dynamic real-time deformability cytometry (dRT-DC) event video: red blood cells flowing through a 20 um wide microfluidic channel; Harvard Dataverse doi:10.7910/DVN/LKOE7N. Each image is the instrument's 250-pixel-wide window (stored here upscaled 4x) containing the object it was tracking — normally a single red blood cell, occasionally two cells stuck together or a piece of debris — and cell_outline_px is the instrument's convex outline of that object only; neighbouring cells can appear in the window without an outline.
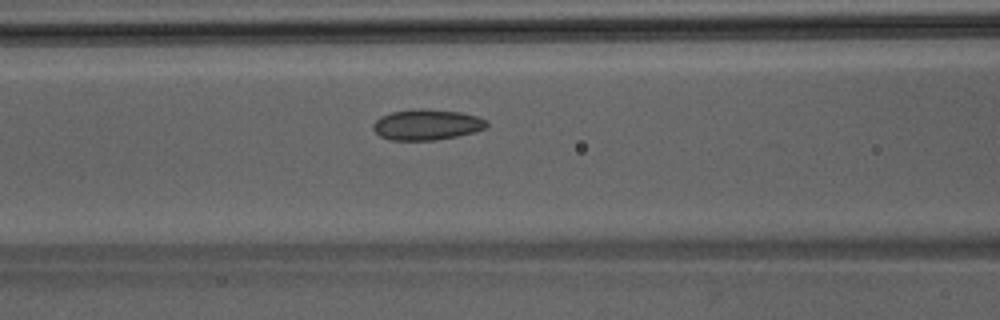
{"species": "Egyptian fruit bat (a non-hibernating species)", "species_latin": "Rousettus aegyptiacus", "temperature_condition": "room temperature", "stored_images_in_passage": 38, "camera_frame_rate_fps": 3000, "um_per_image_px": 0.085, "animal": {"sex": "male"}, "frame": {"image": 1, "passage_image": 10, "time_ms": 3.0, "image_size_px": [1000, 320], "cell_outline_px": [[488, 124], [484, 128], [472, 132], [456, 136], [436, 140], [392, 140], [380, 136], [372, 128], [372, 124], [380, 116], [392, 112], [420, 108], [460, 112], [476, 116], [488, 120]], "centroid_in_image_um": [36.25, 10.59], "position_along_channel_um": 130.3, "area_um2": 20.17}}
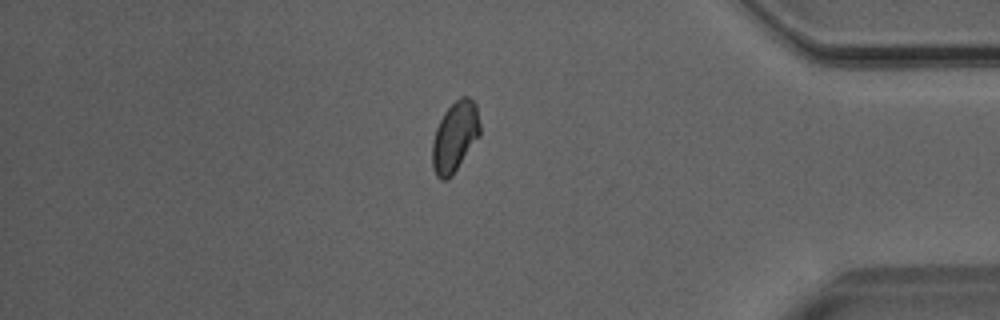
{"frame": {"image": 2, "passage_image": 31, "time_ms": 10.0, "image_size_px": [1000, 320], "cell_outline_px": [[480, 136], [452, 176], [448, 180], [440, 180], [436, 176], [432, 168], [432, 140], [436, 128], [444, 112], [460, 96], [468, 96], [476, 104], [480, 124]], "centroid_in_image_um": [38.66, 11.64], "position_along_channel_um": 396.5, "area_um2": 19.77}}
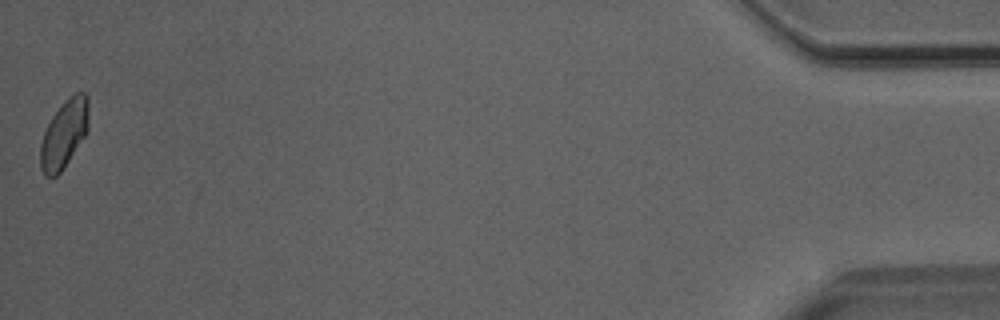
{"frame": {"image": 3, "passage_image": 38, "time_ms": 12.333, "image_size_px": [1000, 320], "cell_outline_px": [[88, 132], [64, 168], [56, 176], [44, 176], [40, 168], [40, 144], [44, 132], [52, 116], [64, 100], [76, 92], [84, 92], [88, 96]], "centroid_in_image_um": [5.45, 11.39], "position_along_channel_um": 429.7, "area_um2": 19.31}}